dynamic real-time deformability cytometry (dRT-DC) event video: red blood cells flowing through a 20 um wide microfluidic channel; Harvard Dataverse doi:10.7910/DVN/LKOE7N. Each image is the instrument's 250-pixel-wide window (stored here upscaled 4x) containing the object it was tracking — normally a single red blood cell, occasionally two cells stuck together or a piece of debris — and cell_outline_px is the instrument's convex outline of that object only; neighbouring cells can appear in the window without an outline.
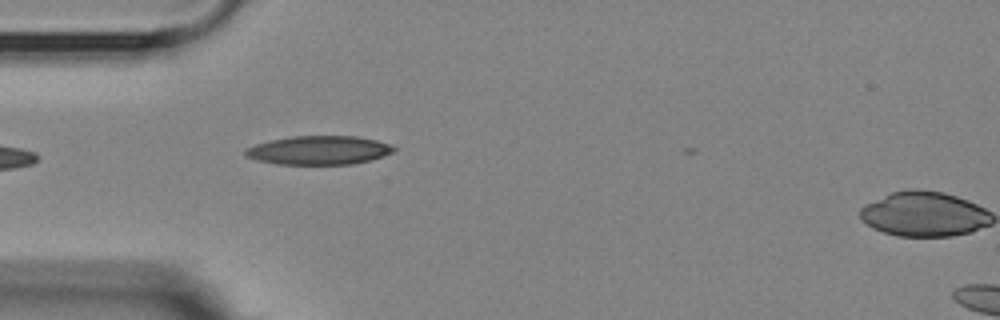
{"species": "Egyptian fruit bat (a non-hibernating species)", "species_latin": "Rousettus aegyptiacus", "temperature_condition": "room temperature", "stored_images_in_passage": 2, "camera_frame_rate_fps": 3000, "um_per_image_px": 0.085, "animal": {"sex": "female"}, "frame": {"image": 1, "passage_image": 1, "time_ms": 0.0, "image_size_px": [1000, 320], "cell_outline_px": [[396, 152], [372, 160], [352, 164], [276, 164], [244, 156], [244, 148], [256, 144], [272, 140], [292, 136], [356, 136], [376, 140], [392, 144], [396, 148]], "centroid_in_image_um": [27.16, 12.77], "position_along_channel_um": 57.8, "area_um2": 25.03}}